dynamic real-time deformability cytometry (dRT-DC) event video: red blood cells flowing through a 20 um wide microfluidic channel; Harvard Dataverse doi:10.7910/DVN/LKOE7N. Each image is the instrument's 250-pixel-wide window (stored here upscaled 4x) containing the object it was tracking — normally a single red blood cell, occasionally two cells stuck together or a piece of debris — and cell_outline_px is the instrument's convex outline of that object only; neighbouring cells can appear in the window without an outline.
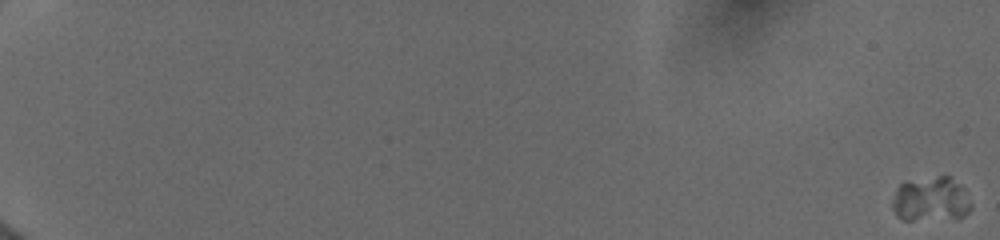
{"species": "human", "species_latin": "Homo sapiens", "temperature_condition": "cold", "stored_images_in_passage": 28, "camera_frame_rate_fps": 3000, "um_per_image_px": 0.085, "donor": {"sex": "female"}, "frame": {"image": 1, "passage_image": 1, "time_ms": 0.0, "image_size_px": [1000, 240], "cell_outline_px": [[972, 208], [964, 216], [912, 220], [900, 220], [896, 216], [892, 208], [892, 204], [896, 188], [900, 184], [908, 180], [936, 176], [948, 176], [960, 184], [964, 188], [972, 204]], "centroid_in_image_um": [79.1, 16.92], "position_along_channel_um": 5.9, "area_um2": 20.52}}
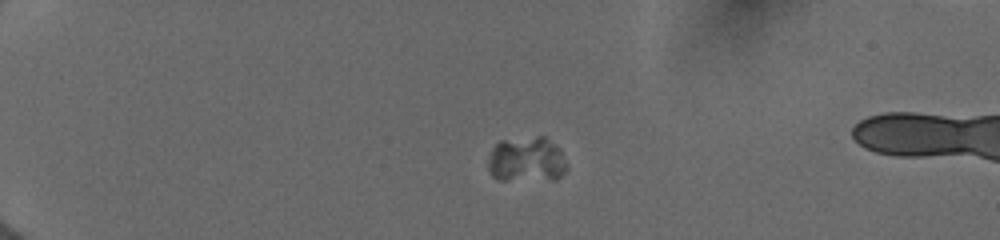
{"frame": {"image": 2, "passage_image": 16, "time_ms": 5.333, "image_size_px": [1000, 240], "cell_outline_px": [[568, 168], [556, 180], [500, 180], [492, 176], [488, 168], [488, 160], [492, 148], [500, 140], [536, 136], [544, 136], [560, 148]], "centroid_in_image_um": [44.77, 13.57], "position_along_channel_um": 40.2, "area_um2": 21.1}}